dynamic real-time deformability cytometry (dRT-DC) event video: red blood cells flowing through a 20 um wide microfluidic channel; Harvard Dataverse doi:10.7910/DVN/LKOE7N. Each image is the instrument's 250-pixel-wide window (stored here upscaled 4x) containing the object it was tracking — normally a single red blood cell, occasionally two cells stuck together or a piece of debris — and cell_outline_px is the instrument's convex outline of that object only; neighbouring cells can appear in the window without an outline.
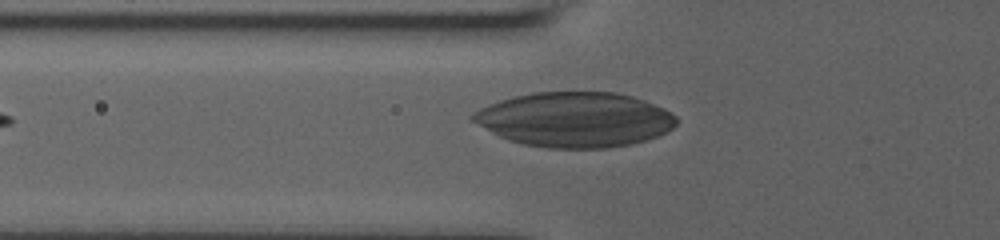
{"species": "human", "species_latin": "Homo sapiens", "temperature_condition": "room temperature", "stored_images_in_passage": 17, "camera_frame_rate_fps": 3000, "um_per_image_px": 0.085, "donor": {"sex": "male"}, "frame": {"image": 1, "passage_image": 17, "time_ms": 6.667, "image_size_px": [1000, 240], "cell_outline_px": [[676, 124], [672, 128], [656, 136], [632, 144], [608, 148], [548, 148], [524, 144], [508, 140], [468, 120], [468, 116], [480, 108], [488, 104], [500, 100], [532, 92], [616, 92], [632, 96], [644, 100], [664, 108], [676, 116]], "centroid_in_image_um": [48.83, 10.16], "position_along_channel_um": 77.0, "area_um2": 65.14}}